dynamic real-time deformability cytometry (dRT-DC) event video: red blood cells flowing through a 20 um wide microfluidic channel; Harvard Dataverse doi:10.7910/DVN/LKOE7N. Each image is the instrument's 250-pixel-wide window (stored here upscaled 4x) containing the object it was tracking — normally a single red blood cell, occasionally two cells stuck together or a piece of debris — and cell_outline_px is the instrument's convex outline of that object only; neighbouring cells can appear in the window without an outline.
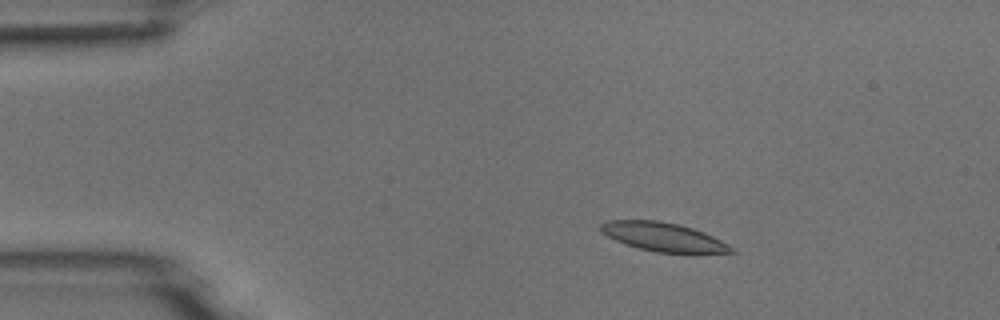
{"species": "common noctule bat (a hibernating species)", "species_latin": "Nyctalus noctula", "temperature_condition": "room temperature", "stored_images_in_passage": 4, "camera_frame_rate_fps": 3000, "um_per_image_px": 0.085, "animal": {"sex": "male", "body_mass_g": 18.8}, "frame": {"image": 1, "passage_image": 2, "time_ms": 1.333, "image_size_px": [1000, 320], "cell_outline_px": [[736, 252], [696, 256], [692, 256], [656, 252], [624, 244], [600, 232], [600, 224], [608, 220], [656, 220], [680, 224], [704, 232], [736, 248]], "centroid_in_image_um": [56.5, 20.19], "position_along_channel_um": 28.5, "area_um2": 22.83}}
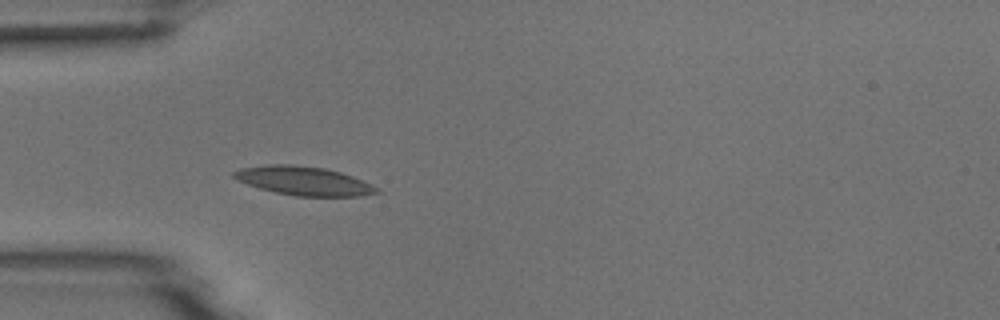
{"frame": {"image": 2, "passage_image": 4, "time_ms": 3.667, "image_size_px": [1000, 320], "cell_outline_px": [[380, 192], [356, 196], [296, 196], [276, 192], [260, 188], [236, 180], [232, 176], [232, 172], [240, 168], [268, 164], [292, 164], [324, 168], [340, 172], [352, 176], [372, 184], [380, 188]], "centroid_in_image_um": [25.8, 15.36], "position_along_channel_um": 59.2, "area_um2": 23.93}}